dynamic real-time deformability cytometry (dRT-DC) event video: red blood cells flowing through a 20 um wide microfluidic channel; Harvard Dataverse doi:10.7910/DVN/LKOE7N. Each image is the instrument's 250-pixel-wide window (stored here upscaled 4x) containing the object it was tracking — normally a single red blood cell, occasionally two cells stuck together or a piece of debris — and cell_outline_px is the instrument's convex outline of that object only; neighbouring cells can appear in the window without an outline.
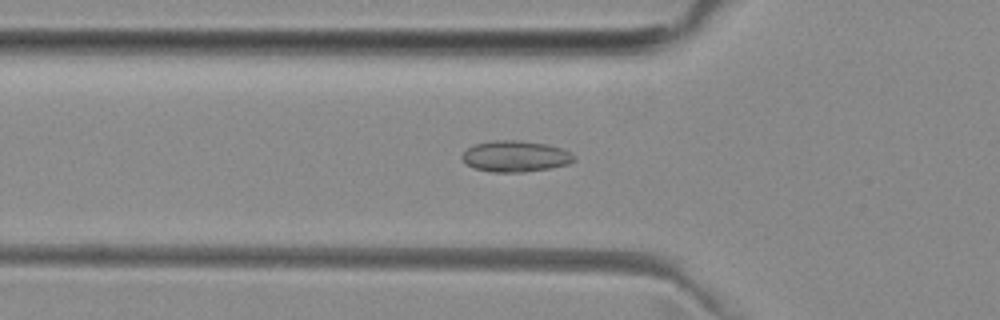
{"species": "common noctule bat (a hibernating species)", "species_latin": "Nyctalus noctula", "temperature_condition": "room temperature", "stored_images_in_passage": 36, "camera_frame_rate_fps": 3000, "um_per_image_px": 0.085, "animal": {"sex": "female", "body_mass_g": 29.2, "forearm_length_mm": 56.3}, "frame": {"image": 1, "passage_image": 5, "time_ms": 1.333, "image_size_px": [1000, 320], "cell_outline_px": [[576, 160], [568, 164], [548, 168], [524, 172], [492, 172], [476, 168], [468, 164], [460, 156], [468, 148], [476, 144], [492, 140], [520, 140], [548, 144], [560, 148], [576, 156]], "centroid_in_image_um": [43.83, 13.28], "position_along_channel_um": 82.0, "area_um2": 20.17}}
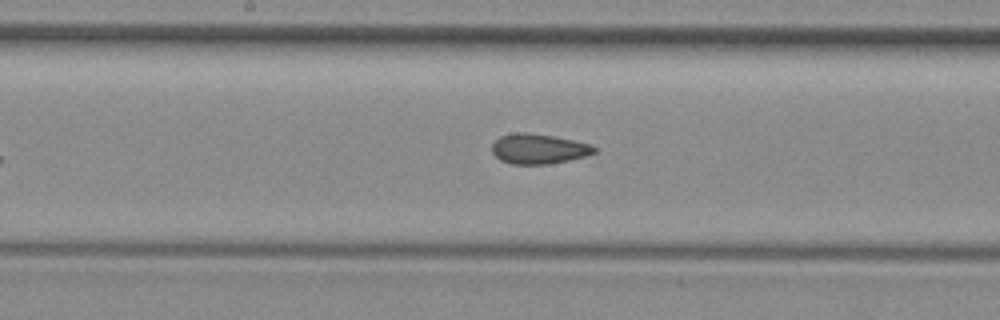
{"frame": {"image": 2, "passage_image": 14, "time_ms": 4.333, "image_size_px": [1000, 320], "cell_outline_px": [[596, 152], [584, 156], [568, 160], [548, 164], [512, 164], [500, 160], [492, 152], [492, 144], [500, 136], [512, 132], [528, 132], [552, 136], [592, 144], [596, 148]], "centroid_in_image_um": [45.76, 12.64], "position_along_channel_um": 202.4, "area_um2": 17.86}}
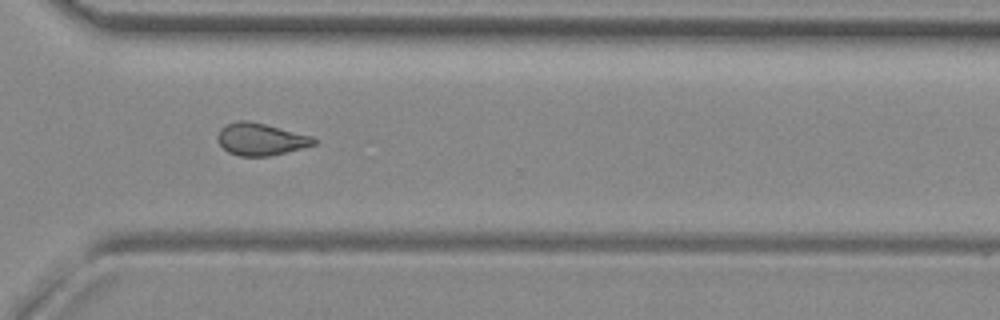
{"frame": {"image": 3, "passage_image": 25, "time_ms": 8.0, "image_size_px": [1000, 320], "cell_outline_px": [[316, 144], [268, 156], [240, 156], [228, 152], [216, 140], [216, 136], [220, 128], [236, 120], [248, 120], [312, 136], [316, 140]], "centroid_in_image_um": [22.1, 11.82], "position_along_channel_um": 348.5, "area_um2": 17.86}, "authors_computed_cell_mechanics": {"area_um2": 18.207, "velocity_mm_per_s": 3.9822, "shape_relaxation_time_tau1_ms": null, "shape_relaxation_time_tau2_ms": 1.9427, "deformation_change_tau1": null, "deformation_change_tau2": 0.0699}}